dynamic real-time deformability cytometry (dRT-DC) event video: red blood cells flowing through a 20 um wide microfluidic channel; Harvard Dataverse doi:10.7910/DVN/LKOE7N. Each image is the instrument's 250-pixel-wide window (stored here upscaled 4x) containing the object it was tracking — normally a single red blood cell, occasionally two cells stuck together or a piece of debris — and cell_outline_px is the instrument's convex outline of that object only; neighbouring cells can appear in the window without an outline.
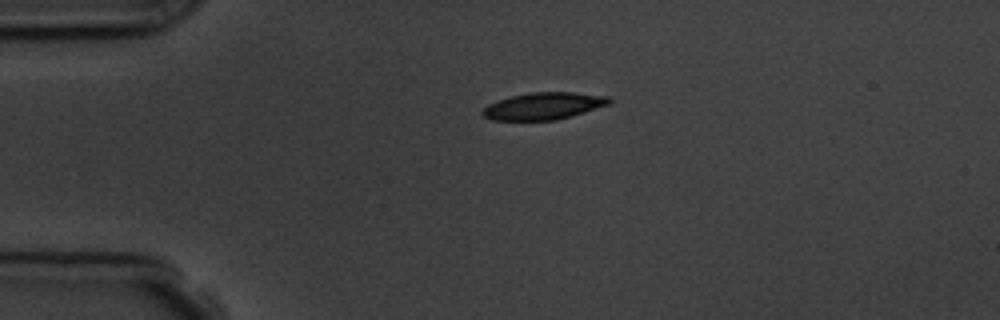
{"species": "common noctule bat (a hibernating species)", "species_latin": "Nyctalus noctula", "temperature_condition": "room temperature", "stored_images_in_passage": 2, "camera_frame_rate_fps": 3000, "um_per_image_px": 0.085, "animal": {"sex": "male", "body_mass_g": 19.5, "forearm_length_mm": 54.6}, "frame": {"image": 1, "passage_image": 1, "time_ms": 0.0, "image_size_px": [1000, 320], "cell_outline_px": [[612, 100], [608, 104], [572, 116], [556, 120], [492, 120], [484, 116], [480, 112], [488, 104], [512, 96], [532, 92], [572, 92], [608, 96]], "centroid_in_image_um": [46.2, 9.01], "position_along_channel_um": 38.8, "area_um2": 19.77}}